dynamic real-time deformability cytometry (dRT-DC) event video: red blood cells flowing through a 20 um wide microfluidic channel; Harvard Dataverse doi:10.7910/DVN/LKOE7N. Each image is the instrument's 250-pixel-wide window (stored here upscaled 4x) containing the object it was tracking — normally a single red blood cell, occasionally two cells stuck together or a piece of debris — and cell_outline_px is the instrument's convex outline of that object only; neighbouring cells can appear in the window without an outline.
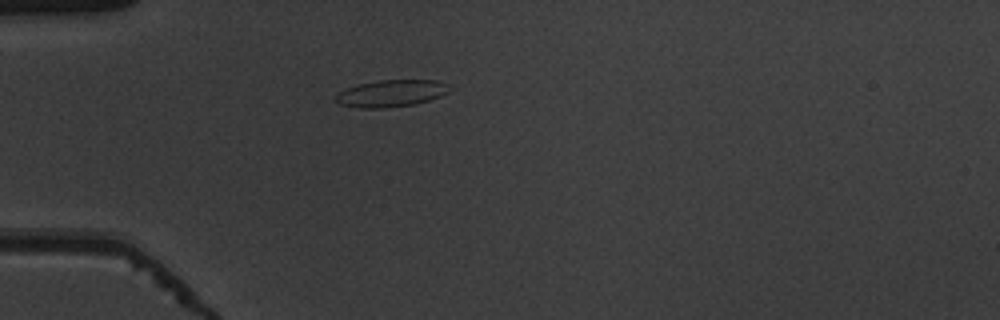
{"species": "common noctule bat (a hibernating species)", "species_latin": "Nyctalus noctula", "temperature_condition": "warm", "stored_images_in_passage": 39, "camera_frame_rate_fps": 3000, "um_per_image_px": 0.085, "animal": {"sex": "male", "body_mass_g": 19.5, "forearm_length_mm": 54.6}, "frame": {"image": 1, "passage_image": 2, "time_ms": 0.333, "image_size_px": [1000, 320], "cell_outline_px": [[452, 88], [448, 92], [440, 96], [416, 104], [384, 108], [360, 108], [340, 104], [336, 100], [336, 92], [360, 84], [380, 80], [436, 80], [448, 84]], "centroid_in_image_um": [33.27, 7.93], "position_along_channel_um": 51.7, "area_um2": 17.8}}
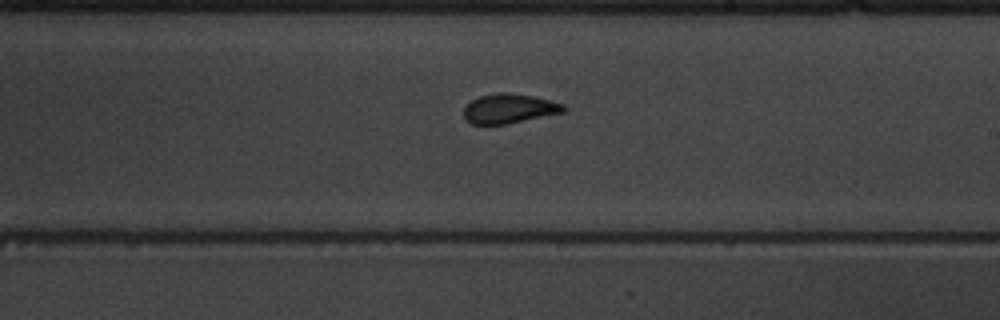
{"frame": {"image": 2, "passage_image": 18, "time_ms": 5.667, "image_size_px": [1000, 320], "cell_outline_px": [[564, 112], [508, 124], [472, 124], [464, 120], [464, 108], [472, 100], [480, 96], [496, 92], [508, 92], [532, 96], [564, 104]], "centroid_in_image_um": [43.24, 9.23], "position_along_channel_um": 245.8, "area_um2": 17.11}}
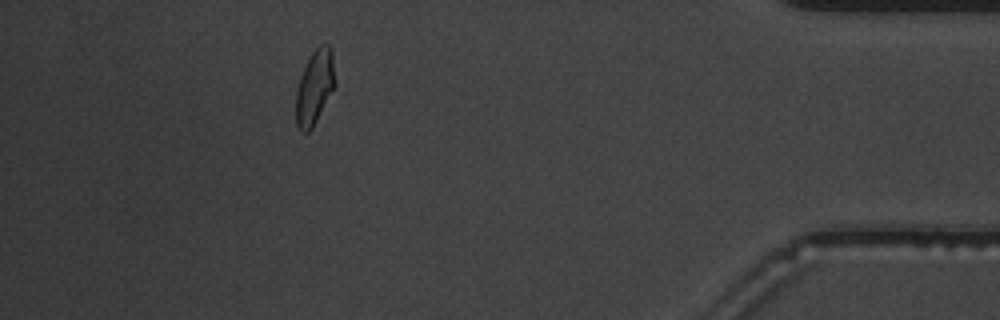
{"frame": {"image": 3, "passage_image": 34, "time_ms": 11.0, "image_size_px": [1000, 320], "cell_outline_px": [[336, 88], [312, 128], [308, 132], [300, 132], [296, 124], [296, 92], [300, 76], [312, 52], [320, 44], [328, 44], [332, 48], [336, 84]], "centroid_in_image_um": [26.78, 7.42], "position_along_channel_um": 408.4, "area_um2": 17.28}, "authors_computed_cell_mechanics": {"area_um2": 17.2244, "velocity_mm_per_s": 3.9096, "shape_relaxation_time_tau1_ms": 5.0263, "shape_relaxation_time_tau2_ms": 1.3542, "deformation_change_tau1": 0.1803, "deformation_change_tau2": 0.0566}}